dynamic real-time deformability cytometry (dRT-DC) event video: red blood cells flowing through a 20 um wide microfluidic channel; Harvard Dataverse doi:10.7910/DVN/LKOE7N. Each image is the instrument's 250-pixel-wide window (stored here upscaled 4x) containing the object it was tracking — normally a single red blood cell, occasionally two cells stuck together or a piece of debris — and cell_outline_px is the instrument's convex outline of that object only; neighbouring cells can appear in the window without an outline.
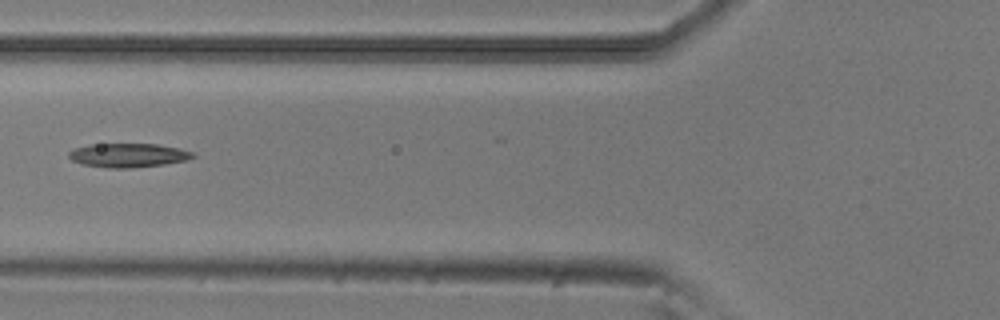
{"species": "common noctule bat (a hibernating species)", "species_latin": "Nyctalus noctula", "temperature_condition": "room temperature", "stored_images_in_passage": 7, "camera_frame_rate_fps": 3000, "um_per_image_px": 0.085, "animal": {"sex": "male", "body_mass_g": 20.5, "forearm_length_mm": 52.5}, "frame": {"image": 1, "passage_image": 6, "time_ms": 1.667, "image_size_px": [1000, 320], "cell_outline_px": [[196, 156], [184, 160], [164, 164], [128, 168], [108, 168], [84, 164], [72, 160], [68, 156], [68, 152], [72, 148], [88, 144], [160, 144], [180, 148], [192, 152]], "centroid_in_image_um": [10.86, 13.18], "position_along_channel_um": 114.9, "area_um2": 17.28}}